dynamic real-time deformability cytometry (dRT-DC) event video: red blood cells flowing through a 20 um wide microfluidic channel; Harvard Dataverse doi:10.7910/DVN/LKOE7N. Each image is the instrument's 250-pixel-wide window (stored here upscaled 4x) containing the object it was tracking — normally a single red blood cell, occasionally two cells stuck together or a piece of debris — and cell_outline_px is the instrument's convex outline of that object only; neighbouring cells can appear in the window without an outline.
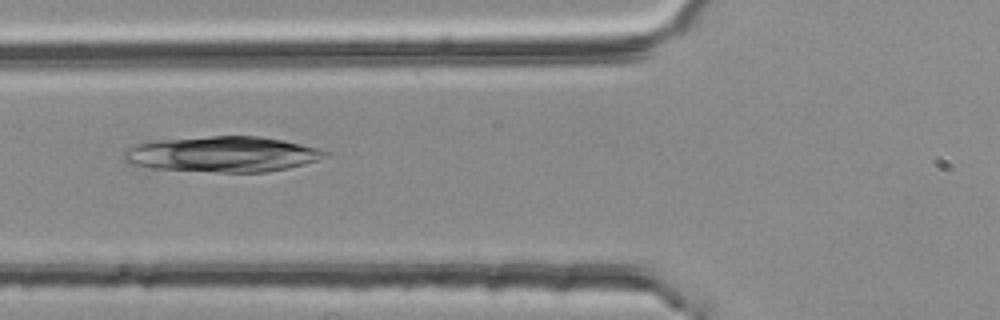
{"species": "common noctule bat (a hibernating species)", "species_latin": "Nyctalus noctula", "temperature_condition": "room temperature", "stored_images_in_passage": 16, "camera_frame_rate_fps": 3000, "um_per_image_px": 0.085, "animal": {"sex": "female", "body_mass_g": 25.1}, "frame": {"image": 1, "passage_image": 5, "time_ms": 1.333, "image_size_px": [1000, 320], "cell_outline_px": [[328, 152], [324, 156], [316, 160], [304, 164], [288, 168], [268, 172], [220, 172], [152, 168], [128, 164], [124, 160], [124, 152], [128, 148], [136, 144], [148, 140], [212, 136], [260, 136], [284, 140], [316, 148]], "centroid_in_image_um": [18.84, 13.1], "position_along_channel_um": 107.0, "area_um2": 41.73}}